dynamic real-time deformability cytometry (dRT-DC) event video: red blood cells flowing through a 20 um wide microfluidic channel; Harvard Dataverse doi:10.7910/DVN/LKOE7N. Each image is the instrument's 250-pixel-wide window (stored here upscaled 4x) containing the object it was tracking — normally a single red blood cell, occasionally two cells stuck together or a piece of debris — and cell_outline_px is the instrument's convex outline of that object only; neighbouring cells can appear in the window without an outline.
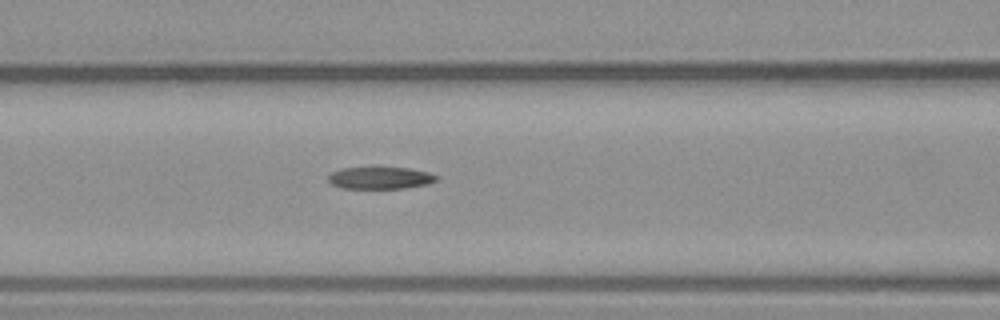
{"species": "common noctule bat (a hibernating species)", "species_latin": "Nyctalus noctula", "temperature_condition": "warm", "stored_images_in_passage": 3, "camera_frame_rate_fps": 3000, "um_per_image_px": 0.085, "animal": {"sex": "male", "body_mass_g": 23.1, "forearm_length_mm": 52.7}, "frame": {"image": 1, "passage_image": 3, "time_ms": 2.333, "image_size_px": [1000, 320], "cell_outline_px": [[436, 180], [428, 184], [404, 188], [340, 188], [332, 184], [328, 180], [328, 176], [332, 172], [340, 168], [408, 168], [428, 172], [436, 176]], "centroid_in_image_um": [32.28, 15.13], "position_along_channel_um": 134.3, "area_um2": 13.7}}